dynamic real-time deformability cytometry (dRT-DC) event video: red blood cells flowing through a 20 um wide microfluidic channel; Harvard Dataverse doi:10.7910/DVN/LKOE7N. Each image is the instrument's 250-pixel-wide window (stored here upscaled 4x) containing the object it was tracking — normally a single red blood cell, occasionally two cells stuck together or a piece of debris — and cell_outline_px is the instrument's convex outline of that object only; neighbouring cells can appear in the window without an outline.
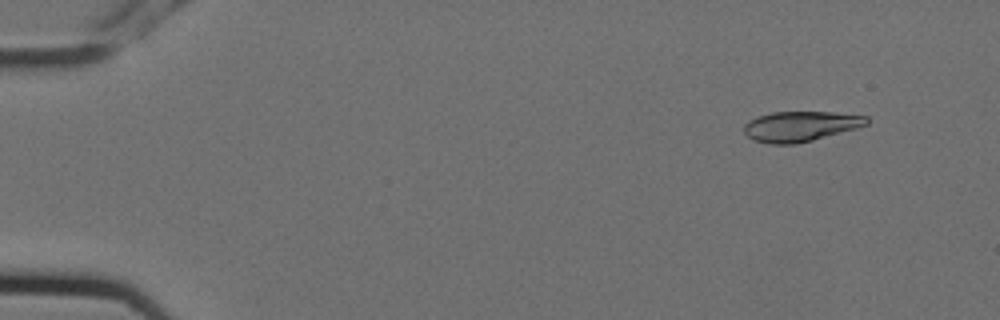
{"species": "Egyptian fruit bat (a non-hibernating species)", "species_latin": "Rousettus aegyptiacus", "temperature_condition": "cold", "stored_images_in_passage": 5, "camera_frame_rate_fps": 3000, "um_per_image_px": 0.085, "animal": {"sex": "female"}, "frame": {"image": 1, "passage_image": 2, "time_ms": 0.333, "image_size_px": [1000, 320], "cell_outline_px": [[868, 124], [856, 128], [812, 140], [796, 144], [768, 144], [752, 140], [744, 132], [744, 124], [748, 120], [756, 116], [772, 112], [832, 112], [868, 116]], "centroid_in_image_um": [67.99, 10.73], "position_along_channel_um": 17.0, "area_um2": 21.62}}